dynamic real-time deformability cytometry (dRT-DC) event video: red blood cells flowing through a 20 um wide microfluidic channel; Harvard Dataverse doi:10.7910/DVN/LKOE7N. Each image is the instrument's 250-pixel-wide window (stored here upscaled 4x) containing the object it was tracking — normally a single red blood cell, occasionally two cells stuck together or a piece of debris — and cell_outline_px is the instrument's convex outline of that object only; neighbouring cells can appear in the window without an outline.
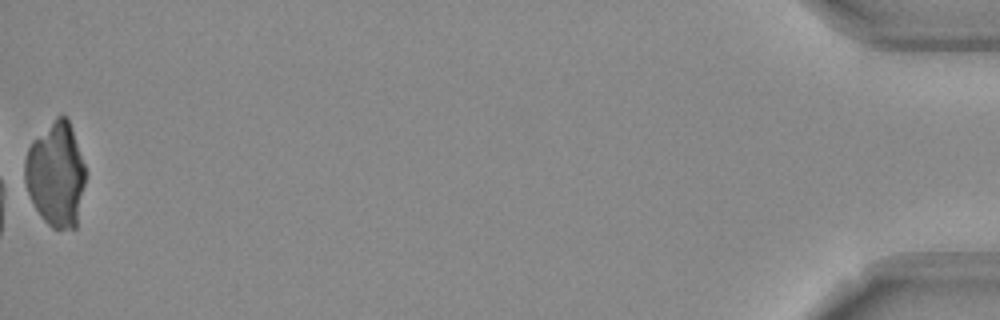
{"species": "Egyptian fruit bat (a non-hibernating species)", "species_latin": "Rousettus aegyptiacus", "temperature_condition": "room temperature", "stored_images_in_passage": 52, "camera_frame_rate_fps": 3000, "um_per_image_px": 0.085, "frame": {"image": 1, "passage_image": 52, "time_ms": 17.0, "image_size_px": [1000, 320], "cell_outline_px": [[84, 184], [76, 228], [52, 228], [40, 216], [28, 192], [24, 180], [24, 160], [28, 148], [32, 140], [56, 116], [64, 116], [68, 120], [84, 164]], "centroid_in_image_um": [4.72, 14.82], "position_along_channel_um": 430.5, "area_um2": 36.41}}